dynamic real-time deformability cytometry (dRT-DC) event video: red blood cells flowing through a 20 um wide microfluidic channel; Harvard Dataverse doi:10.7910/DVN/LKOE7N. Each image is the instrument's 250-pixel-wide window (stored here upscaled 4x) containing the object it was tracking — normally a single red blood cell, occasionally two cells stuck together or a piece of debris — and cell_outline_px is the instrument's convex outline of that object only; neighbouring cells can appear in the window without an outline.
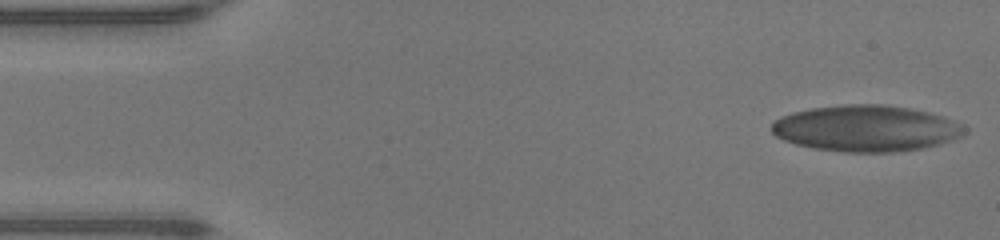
{"species": "human", "species_latin": "Homo sapiens", "temperature_condition": "warm", "stored_images_in_passage": 47, "camera_frame_rate_fps": 3000, "um_per_image_px": 0.085, "donor": {"sex": "male"}, "frame": {"image": 1, "passage_image": 1, "time_ms": 0.0, "image_size_px": [1000, 240], "cell_outline_px": [[968, 128], [960, 136], [952, 140], [940, 144], [920, 148], [892, 152], [844, 152], [812, 148], [796, 144], [784, 140], [776, 136], [772, 132], [772, 124], [776, 120], [792, 112], [812, 108], [844, 104], [884, 104], [908, 108], [928, 112], [944, 116]], "centroid_in_image_um": [73.62, 10.91], "position_along_channel_um": 11.4, "area_um2": 51.79}}
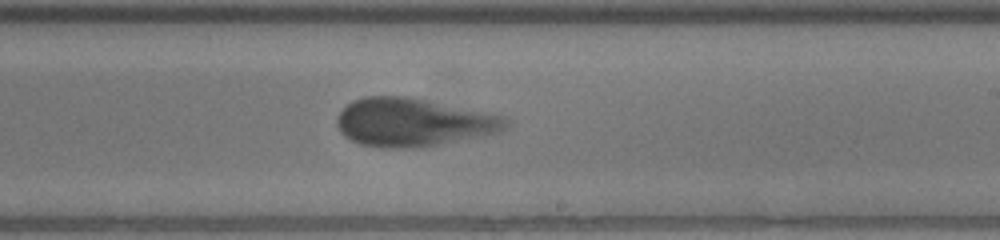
{"frame": {"image": 2, "passage_image": 27, "time_ms": 8.667, "image_size_px": [1000, 240], "cell_outline_px": [[508, 124], [504, 128], [496, 132], [484, 136], [424, 148], [380, 148], [360, 144], [344, 136], [340, 132], [336, 124], [336, 116], [352, 100], [364, 96], [408, 96], [504, 116], [508, 120]], "centroid_in_image_um": [35.08, 10.41], "position_along_channel_um": 253.9, "area_um2": 47.8}}
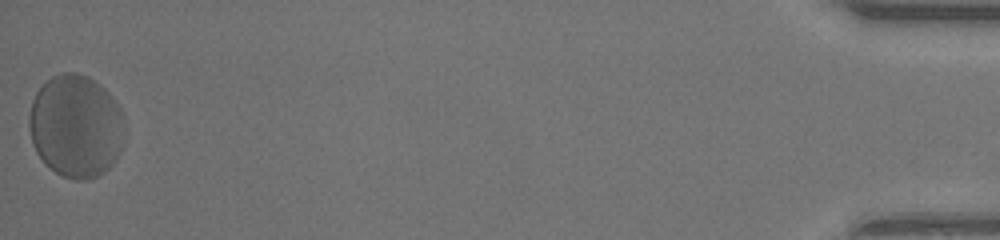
{"frame": {"image": 3, "passage_image": 47, "time_ms": 15.333, "image_size_px": [1000, 240], "cell_outline_px": [[124, 120], [120, 152], [116, 160], [104, 172], [88, 180], [76, 180], [64, 176], [56, 172], [44, 164], [36, 152], [32, 144], [28, 128], [28, 116], [32, 100], [36, 92], [52, 76], [64, 72], [76, 72], [88, 76], [104, 88], [108, 92], [120, 108]], "centroid_in_image_um": [6.42, 10.73], "position_along_channel_um": 428.8, "area_um2": 57.45}, "authors_computed_cell_mechanics": {"area_um2": 49.13, "velocity_mm_per_s": 4.23, "shape_relaxation_time_tau1_ms": 4.5176, "shape_relaxation_time_tau2_ms": null, "deformation_change_tau1": 0.2053, "deformation_change_tau2": null}}